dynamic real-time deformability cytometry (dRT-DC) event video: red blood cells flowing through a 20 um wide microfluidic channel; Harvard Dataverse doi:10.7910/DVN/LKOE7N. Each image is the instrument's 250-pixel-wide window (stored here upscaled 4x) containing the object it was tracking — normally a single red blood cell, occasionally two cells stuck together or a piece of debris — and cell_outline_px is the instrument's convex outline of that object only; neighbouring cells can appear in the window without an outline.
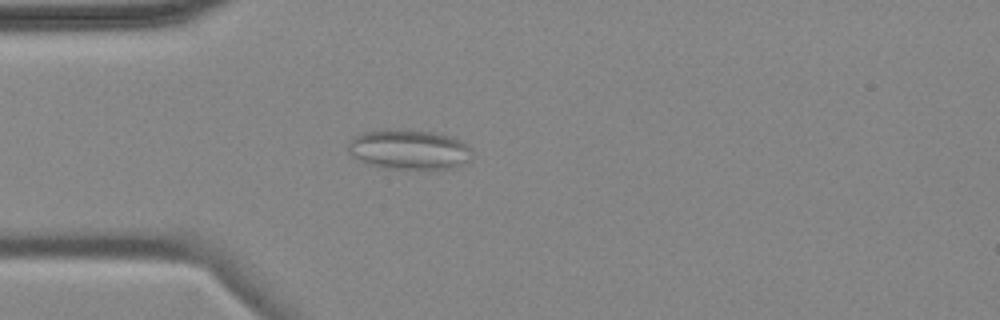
{"species": "common noctule bat (a hibernating species)", "species_latin": "Nyctalus noctula", "temperature_condition": "cold", "stored_images_in_passage": 3, "camera_frame_rate_fps": 3000, "um_per_image_px": 0.085, "animal": {"sex": "female", "body_mass_g": 18.4}, "frame": {"image": 1, "passage_image": 3, "time_ms": 3.0, "image_size_px": [1000, 320], "cell_outline_px": [[472, 160], [456, 168], [432, 172], [384, 168], [364, 164], [352, 156], [348, 152], [348, 144], [356, 136], [364, 132], [384, 128], [396, 128], [436, 132], [452, 136], [468, 144], [472, 148]], "centroid_in_image_um": [34.84, 12.75], "position_along_channel_um": 50.2, "area_um2": 30.52}}